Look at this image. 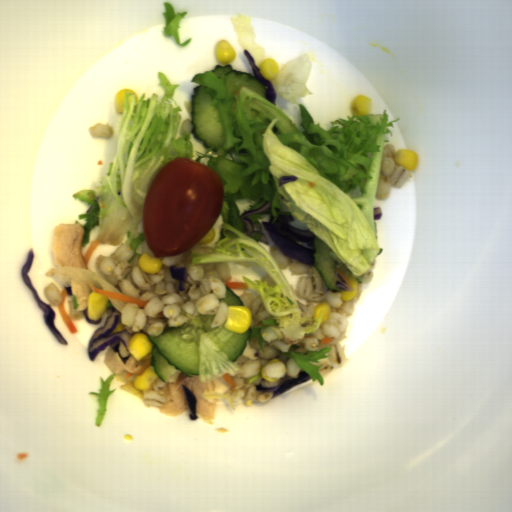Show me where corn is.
<instances>
[{"label": "corn", "instance_id": "obj_11", "mask_svg": "<svg viewBox=\"0 0 512 512\" xmlns=\"http://www.w3.org/2000/svg\"><path fill=\"white\" fill-rule=\"evenodd\" d=\"M320 311L322 312L321 324L328 319L331 312V305L327 300H323L317 306L314 307L313 319L319 318Z\"/></svg>", "mask_w": 512, "mask_h": 512}, {"label": "corn", "instance_id": "obj_10", "mask_svg": "<svg viewBox=\"0 0 512 512\" xmlns=\"http://www.w3.org/2000/svg\"><path fill=\"white\" fill-rule=\"evenodd\" d=\"M126 92L131 93V96L128 97L129 109L131 107V101L133 99V95H136V100L139 101V99H140L139 94L129 88H123L120 91H118L115 94V109H116V113H118V114H122L123 109L125 107Z\"/></svg>", "mask_w": 512, "mask_h": 512}, {"label": "corn", "instance_id": "obj_1", "mask_svg": "<svg viewBox=\"0 0 512 512\" xmlns=\"http://www.w3.org/2000/svg\"><path fill=\"white\" fill-rule=\"evenodd\" d=\"M253 321L252 310L244 305H227V320L223 326L235 333H243L250 329Z\"/></svg>", "mask_w": 512, "mask_h": 512}, {"label": "corn", "instance_id": "obj_5", "mask_svg": "<svg viewBox=\"0 0 512 512\" xmlns=\"http://www.w3.org/2000/svg\"><path fill=\"white\" fill-rule=\"evenodd\" d=\"M215 56L220 63L230 64L237 57V52L230 42L220 40L215 45Z\"/></svg>", "mask_w": 512, "mask_h": 512}, {"label": "corn", "instance_id": "obj_8", "mask_svg": "<svg viewBox=\"0 0 512 512\" xmlns=\"http://www.w3.org/2000/svg\"><path fill=\"white\" fill-rule=\"evenodd\" d=\"M162 265V260L157 259L155 257H150L149 255L143 252L141 253L138 259V266L141 269V271L145 273L154 275L160 271Z\"/></svg>", "mask_w": 512, "mask_h": 512}, {"label": "corn", "instance_id": "obj_2", "mask_svg": "<svg viewBox=\"0 0 512 512\" xmlns=\"http://www.w3.org/2000/svg\"><path fill=\"white\" fill-rule=\"evenodd\" d=\"M148 336V334L141 330L140 332L133 333L129 339L127 350L136 362H140L143 358L147 357L153 349V343Z\"/></svg>", "mask_w": 512, "mask_h": 512}, {"label": "corn", "instance_id": "obj_9", "mask_svg": "<svg viewBox=\"0 0 512 512\" xmlns=\"http://www.w3.org/2000/svg\"><path fill=\"white\" fill-rule=\"evenodd\" d=\"M261 74L266 80L276 79L280 72V65L274 58L265 59L258 66Z\"/></svg>", "mask_w": 512, "mask_h": 512}, {"label": "corn", "instance_id": "obj_4", "mask_svg": "<svg viewBox=\"0 0 512 512\" xmlns=\"http://www.w3.org/2000/svg\"><path fill=\"white\" fill-rule=\"evenodd\" d=\"M394 160L396 165L402 166L403 168L410 172L415 170L420 163L419 156L414 150L404 148L398 149L395 152Z\"/></svg>", "mask_w": 512, "mask_h": 512}, {"label": "corn", "instance_id": "obj_13", "mask_svg": "<svg viewBox=\"0 0 512 512\" xmlns=\"http://www.w3.org/2000/svg\"><path fill=\"white\" fill-rule=\"evenodd\" d=\"M275 363H282V361L280 359H278L277 357L276 358H272V360L267 363L264 367L261 368L260 370V374H261V378L265 379L266 381L268 382H277L279 379L277 378H269L266 374H265V367L270 365V364H275Z\"/></svg>", "mask_w": 512, "mask_h": 512}, {"label": "corn", "instance_id": "obj_12", "mask_svg": "<svg viewBox=\"0 0 512 512\" xmlns=\"http://www.w3.org/2000/svg\"><path fill=\"white\" fill-rule=\"evenodd\" d=\"M347 279H348L349 283L351 284V286H349V287L352 290L342 291L340 300H342L343 302L351 301L356 296V293H357V287H358L357 279L352 274H350Z\"/></svg>", "mask_w": 512, "mask_h": 512}, {"label": "corn", "instance_id": "obj_3", "mask_svg": "<svg viewBox=\"0 0 512 512\" xmlns=\"http://www.w3.org/2000/svg\"><path fill=\"white\" fill-rule=\"evenodd\" d=\"M108 296L92 292L88 296L87 317L89 320L98 321L107 310Z\"/></svg>", "mask_w": 512, "mask_h": 512}, {"label": "corn", "instance_id": "obj_7", "mask_svg": "<svg viewBox=\"0 0 512 512\" xmlns=\"http://www.w3.org/2000/svg\"><path fill=\"white\" fill-rule=\"evenodd\" d=\"M158 378L157 373L148 365L142 375H135L132 386L138 391H144L150 389L152 383Z\"/></svg>", "mask_w": 512, "mask_h": 512}, {"label": "corn", "instance_id": "obj_14", "mask_svg": "<svg viewBox=\"0 0 512 512\" xmlns=\"http://www.w3.org/2000/svg\"><path fill=\"white\" fill-rule=\"evenodd\" d=\"M215 237H216L215 229L212 227L207 232V234L196 245L211 243Z\"/></svg>", "mask_w": 512, "mask_h": 512}, {"label": "corn", "instance_id": "obj_6", "mask_svg": "<svg viewBox=\"0 0 512 512\" xmlns=\"http://www.w3.org/2000/svg\"><path fill=\"white\" fill-rule=\"evenodd\" d=\"M372 106V99L364 94L354 97L350 103L349 109L354 116L361 117L370 115Z\"/></svg>", "mask_w": 512, "mask_h": 512}]
</instances>
